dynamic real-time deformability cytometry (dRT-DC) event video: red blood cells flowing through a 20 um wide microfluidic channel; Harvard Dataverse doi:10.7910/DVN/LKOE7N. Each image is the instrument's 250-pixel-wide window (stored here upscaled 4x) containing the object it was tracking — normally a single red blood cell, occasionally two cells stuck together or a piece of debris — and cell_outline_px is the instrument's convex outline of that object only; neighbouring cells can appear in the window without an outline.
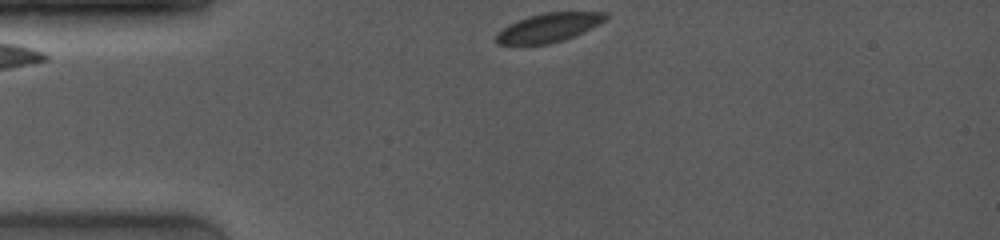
{"species": "common noctule bat (a hibernating species)", "species_latin": "Nyctalus noctula", "temperature_condition": "room temperature", "stored_images_in_passage": 44, "camera_frame_rate_fps": 4000, "um_per_image_px": 0.085, "animal": {"sex": "female", "body_mass_g": 19.0, "forearm_length_mm": 53.3}, "frame": {"image": 1, "passage_image": 1, "time_ms": 0.0, "image_size_px": [1000, 240], "cell_outline_px": [[608, 16], [604, 20], [564, 40], [548, 44], [496, 44], [496, 32], [508, 24], [528, 16], [544, 12], [608, 12]], "centroid_in_image_um": [46.57, 2.34], "position_along_channel_um": 38.4, "area_um2": 18.09}}
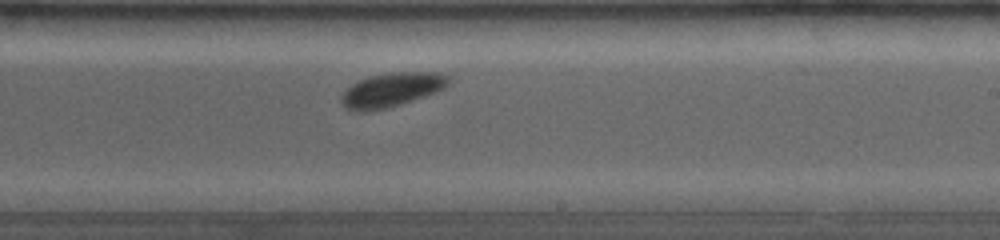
{"frame": {"image": 2, "passage_image": 26, "time_ms": 6.25, "image_size_px": [1000, 240], "cell_outline_px": [[452, 80], [444, 88], [436, 92], [400, 104], [384, 108], [364, 112], [348, 112], [340, 104], [340, 100], [344, 92], [352, 84], [360, 80], [372, 76], [392, 72], [440, 72], [448, 76]], "centroid_in_image_um": [33.27, 7.65], "position_along_channel_um": 255.7, "area_um2": 21.33}}
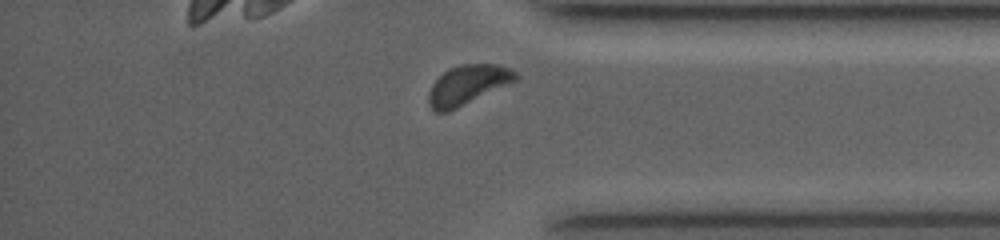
{"frame": {"image": 3, "passage_image": 40, "time_ms": 9.75, "image_size_px": [1000, 240], "cell_outline_px": [[520, 76], [516, 80], [448, 112], [436, 112], [432, 108], [428, 100], [428, 92], [432, 84], [444, 72], [460, 64], [496, 64], [508, 68], [516, 72]], "centroid_in_image_um": [39.74, 7.21], "position_along_channel_um": 395.5, "area_um2": 19.59}, "authors_computed_cell_mechanics": {"area_um2": 20.5768, "velocity_mm_per_s": 3.9984, "shape_relaxation_time_tau1_ms": 5.1352, "shape_relaxation_time_tau2_ms": null, "deformation_change_tau1": 0.102, "deformation_change_tau2": null}}